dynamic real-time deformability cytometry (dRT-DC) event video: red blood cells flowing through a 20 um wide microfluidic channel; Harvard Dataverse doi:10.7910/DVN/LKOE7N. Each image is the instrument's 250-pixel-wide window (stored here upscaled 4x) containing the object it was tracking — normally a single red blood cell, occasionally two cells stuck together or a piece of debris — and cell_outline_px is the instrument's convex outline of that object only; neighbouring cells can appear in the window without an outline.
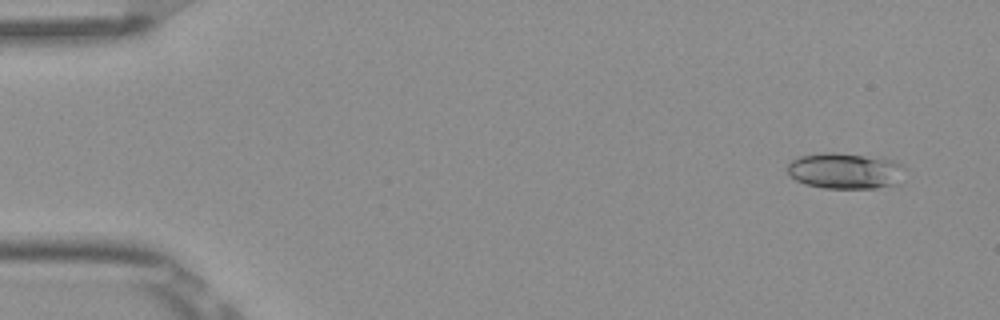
{"species": "Egyptian fruit bat (a non-hibernating species)", "species_latin": "Rousettus aegyptiacus", "temperature_condition": "room temperature", "stored_images_in_passage": 7, "camera_frame_rate_fps": 3000, "um_per_image_px": 0.085, "frame": {"image": 1, "passage_image": 1, "time_ms": 0.0, "image_size_px": [1000, 320], "cell_outline_px": [[904, 168], [900, 184], [876, 188], [824, 188], [804, 184], [796, 180], [788, 172], [788, 164], [792, 160], [800, 156], [820, 152], [836, 152], [892, 160], [900, 164]], "centroid_in_image_um": [71.83, 14.53], "position_along_channel_um": 13.2, "area_um2": 24.62}}
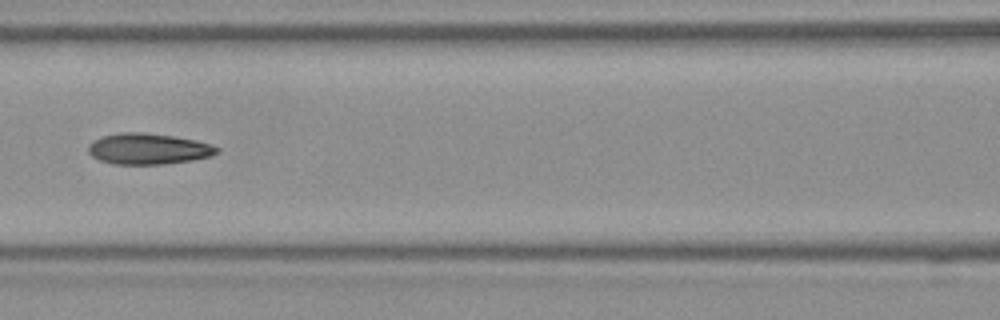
{"frame": {"image": 2, "passage_image": 6, "time_ms": 1.667, "image_size_px": [1000, 320], "cell_outline_px": [[220, 148], [212, 156], [192, 160], [164, 164], [112, 164], [100, 160], [92, 156], [88, 152], [88, 144], [92, 140], [100, 136], [120, 132], [144, 132], [172, 136], [196, 140]], "centroid_in_image_um": [12.55, 12.64], "position_along_channel_um": 154.1, "area_um2": 23.29}}
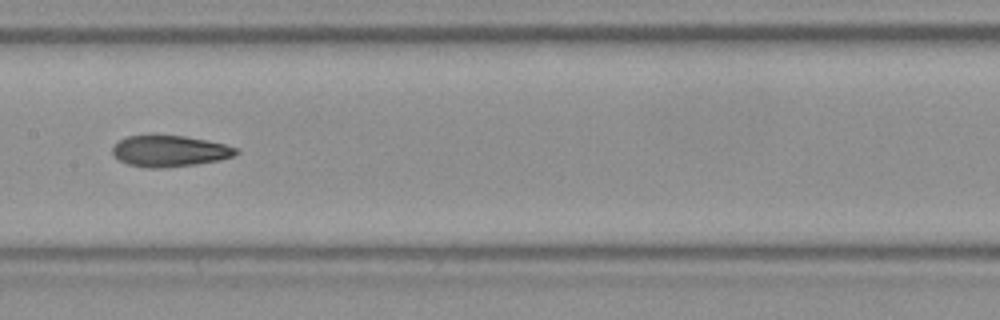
{"frame": {"image": 3, "passage_image": 7, "time_ms": 2.0, "image_size_px": [1000, 320], "cell_outline_px": [[240, 152], [236, 156], [220, 160], [196, 164], [164, 168], [148, 168], [128, 164], [112, 156], [112, 144], [128, 136], [184, 136], [224, 144], [240, 148]], "centroid_in_image_um": [14.44, 12.85], "position_along_channel_um": 193.0, "area_um2": 22.54}}